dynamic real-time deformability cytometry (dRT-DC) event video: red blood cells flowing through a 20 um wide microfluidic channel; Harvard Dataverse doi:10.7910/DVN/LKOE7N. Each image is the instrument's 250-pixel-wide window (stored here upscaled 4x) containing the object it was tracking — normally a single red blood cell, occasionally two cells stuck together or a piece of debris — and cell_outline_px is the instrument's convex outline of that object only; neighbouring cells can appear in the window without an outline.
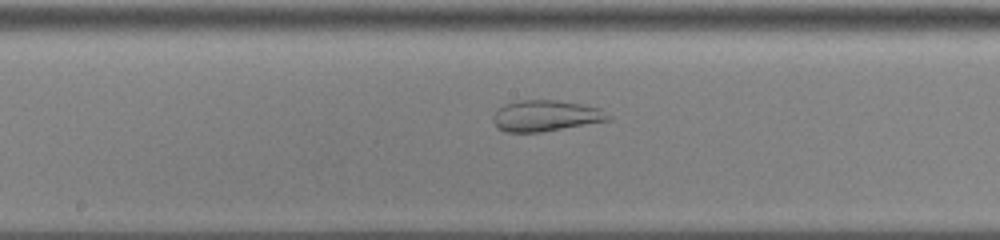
{"species": "common noctule bat (a hibernating species)", "species_latin": "Nyctalus noctula", "temperature_condition": "cold", "stored_images_in_passage": 37, "camera_frame_rate_fps": 3000, "um_per_image_px": 0.085, "animal": {"sex": "male", "body_mass_g": 13.0, "forearm_length_mm": 53.1}, "frame": {"image": 1, "passage_image": 13, "time_ms": 4.0, "image_size_px": [1000, 240], "cell_outline_px": [[612, 116], [608, 120], [540, 132], [504, 132], [492, 120], [492, 116], [504, 104], [520, 100], [556, 100], [580, 104], [600, 108]], "centroid_in_image_um": [46.37, 9.83], "position_along_channel_um": 201.8, "area_um2": 20.52}}
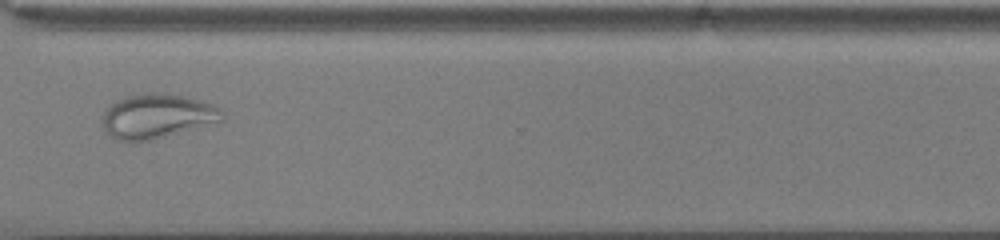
{"frame": {"image": 2, "passage_image": 25, "time_ms": 8.0, "image_size_px": [1000, 240], "cell_outline_px": [[224, 120], [152, 140], [116, 140], [104, 128], [100, 120], [100, 116], [112, 104], [128, 96], [148, 92], [184, 96], [212, 104], [220, 108], [224, 112]], "centroid_in_image_um": [13.36, 9.87], "position_along_channel_um": 357.2, "area_um2": 30.58}}
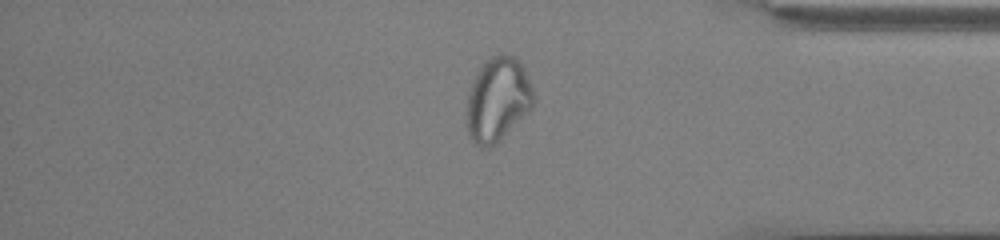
{"frame": {"image": 3, "passage_image": 29, "time_ms": 9.333, "image_size_px": [1000, 240], "cell_outline_px": [[536, 100], [532, 108], [496, 144], [488, 148], [480, 148], [468, 136], [468, 92], [472, 80], [480, 68], [492, 56], [512, 56], [524, 68], [536, 96]], "centroid_in_image_um": [42.33, 8.5], "position_along_channel_um": 392.9, "area_um2": 32.37}, "authors_computed_cell_mechanics": {"area_um2": 27.455, "velocity_mm_per_s": 3.8906, "shape_relaxation_time_tau1_ms": null, "shape_relaxation_time_tau2_ms": 1.0948, "deformation_change_tau1": null, "deformation_change_tau2": 0.0739}}